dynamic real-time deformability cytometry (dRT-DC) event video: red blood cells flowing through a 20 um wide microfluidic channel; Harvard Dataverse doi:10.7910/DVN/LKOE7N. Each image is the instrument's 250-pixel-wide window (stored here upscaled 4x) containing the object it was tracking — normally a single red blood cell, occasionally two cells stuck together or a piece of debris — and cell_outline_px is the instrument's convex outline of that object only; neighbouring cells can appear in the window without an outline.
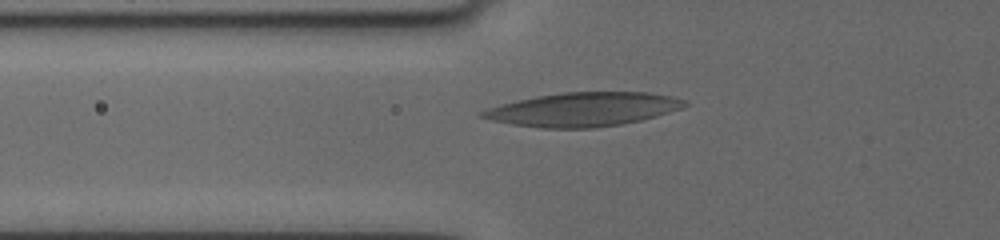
{"species": "human", "species_latin": "Homo sapiens", "temperature_condition": "cold", "stored_images_in_passage": 6, "segment_of_instrument_passage": [2, 2], "camera_frame_rate_fps": 3000, "um_per_image_px": 0.085, "donor": {"sex": "female"}, "frame": {"image": 1, "passage_image": 6, "time_ms": 7.0, "image_size_px": [1000, 240], "cell_outline_px": [[688, 104], [680, 108], [640, 120], [620, 124], [592, 128], [540, 128], [512, 124], [492, 120], [476, 116], [476, 112], [500, 104], [516, 100], [536, 96], [564, 92], [652, 92], [672, 96], [688, 100]], "centroid_in_image_um": [49.51, 9.29], "position_along_channel_um": 76.3, "area_um2": 39.94}}